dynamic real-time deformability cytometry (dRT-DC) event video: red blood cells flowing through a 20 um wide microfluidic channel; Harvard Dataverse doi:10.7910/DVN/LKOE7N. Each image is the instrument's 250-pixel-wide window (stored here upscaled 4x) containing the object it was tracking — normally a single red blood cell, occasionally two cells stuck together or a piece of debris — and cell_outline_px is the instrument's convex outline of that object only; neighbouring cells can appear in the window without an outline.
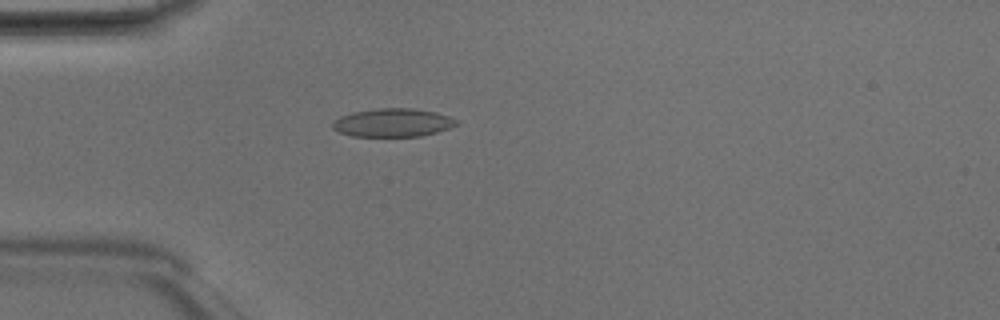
{"species": "Egyptian fruit bat (a non-hibernating species)", "species_latin": "Rousettus aegyptiacus", "temperature_condition": "room temperature", "stored_images_in_passage": 49, "camera_frame_rate_fps": 3000, "um_per_image_px": 0.085, "animal": {"sex": "male"}, "frame": {"image": 1, "passage_image": 14, "time_ms": 4.333, "image_size_px": [1000, 320], "cell_outline_px": [[460, 124], [436, 132], [420, 136], [352, 136], [340, 132], [332, 128], [332, 124], [340, 116], [352, 112], [380, 108], [412, 108], [436, 112], [460, 120]], "centroid_in_image_um": [33.42, 10.42], "position_along_channel_um": 51.6, "area_um2": 20.4}}
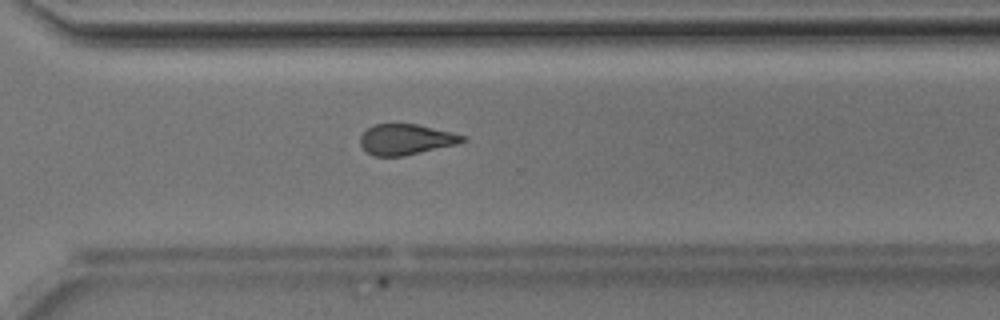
{"frame": {"image": 2, "passage_image": 35, "time_ms": 11.333, "image_size_px": [1000, 320], "cell_outline_px": [[468, 140], [460, 144], [404, 156], [376, 156], [368, 152], [360, 144], [360, 136], [368, 128], [376, 124], [416, 124], [452, 132], [464, 136]], "centroid_in_image_um": [34.55, 11.86], "position_along_channel_um": 336.0, "area_um2": 18.26}}
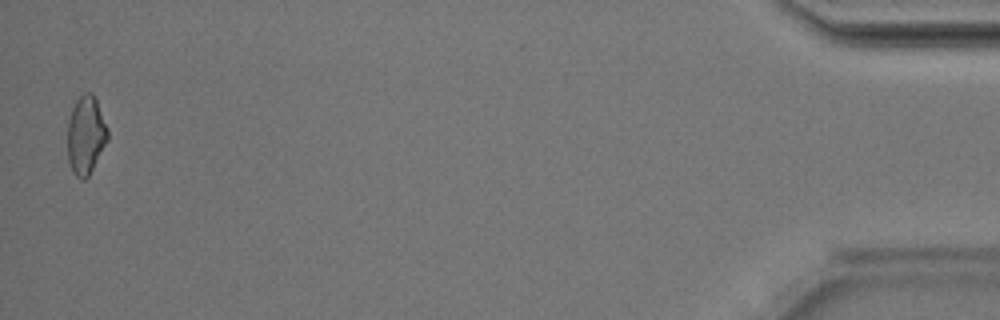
{"frame": {"image": 3, "passage_image": 48, "time_ms": 15.667, "image_size_px": [1000, 320], "cell_outline_px": [[108, 140], [88, 176], [84, 180], [80, 180], [72, 172], [68, 160], [68, 120], [72, 108], [76, 100], [84, 92], [92, 92], [96, 100], [108, 128]], "centroid_in_image_um": [7.29, 11.49], "position_along_channel_um": 427.9, "area_um2": 18.32}, "authors_computed_cell_mechanics": {"area_um2": 19.363, "velocity_mm_per_s": 4.2103, "shape_relaxation_time_tau1_ms": 6.3939, "shape_relaxation_time_tau2_ms": 4.6545, "deformation_change_tau1": 0.1316, "deformation_change_tau2": 0.1208}}